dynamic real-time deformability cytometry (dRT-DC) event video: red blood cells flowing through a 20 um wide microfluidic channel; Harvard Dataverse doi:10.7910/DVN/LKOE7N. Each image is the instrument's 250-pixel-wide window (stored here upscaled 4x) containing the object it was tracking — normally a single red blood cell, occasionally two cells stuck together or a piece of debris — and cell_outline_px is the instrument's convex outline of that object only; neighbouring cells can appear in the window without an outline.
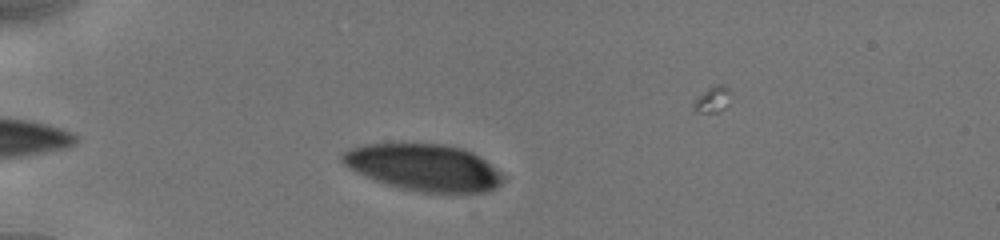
{"species": "human", "species_latin": "Homo sapiens", "temperature_condition": "cold", "stored_images_in_passage": 12, "camera_frame_rate_fps": 3000, "um_per_image_px": 0.085, "donor": {"sex": "male"}, "frame": {"image": 1, "passage_image": 8, "time_ms": 1.333, "image_size_px": [1000, 240], "cell_outline_px": [[504, 176], [500, 184], [496, 188], [484, 192], [420, 192], [384, 184], [364, 176], [348, 168], [340, 160], [340, 156], [344, 152], [352, 148], [364, 144], [444, 144], [464, 148], [472, 152], [496, 168]], "centroid_in_image_um": [36.01, 14.23], "position_along_channel_um": 49.0, "area_um2": 43.64}}